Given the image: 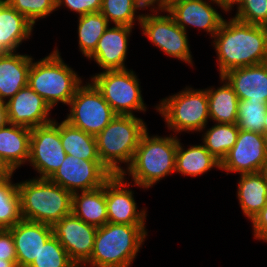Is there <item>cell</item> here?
I'll return each instance as SVG.
<instances>
[{
  "mask_svg": "<svg viewBox=\"0 0 267 267\" xmlns=\"http://www.w3.org/2000/svg\"><path fill=\"white\" fill-rule=\"evenodd\" d=\"M219 76L240 67L267 62V27L231 18L223 20L213 37Z\"/></svg>",
  "mask_w": 267,
  "mask_h": 267,
  "instance_id": "obj_1",
  "label": "cell"
},
{
  "mask_svg": "<svg viewBox=\"0 0 267 267\" xmlns=\"http://www.w3.org/2000/svg\"><path fill=\"white\" fill-rule=\"evenodd\" d=\"M146 237V225L108 222L98 227L91 257L83 267H130Z\"/></svg>",
  "mask_w": 267,
  "mask_h": 267,
  "instance_id": "obj_2",
  "label": "cell"
},
{
  "mask_svg": "<svg viewBox=\"0 0 267 267\" xmlns=\"http://www.w3.org/2000/svg\"><path fill=\"white\" fill-rule=\"evenodd\" d=\"M146 131L147 125L141 118L135 115H116L95 136L99 159L112 175H122V163H126V169L129 167Z\"/></svg>",
  "mask_w": 267,
  "mask_h": 267,
  "instance_id": "obj_3",
  "label": "cell"
},
{
  "mask_svg": "<svg viewBox=\"0 0 267 267\" xmlns=\"http://www.w3.org/2000/svg\"><path fill=\"white\" fill-rule=\"evenodd\" d=\"M177 136H150L146 131L139 142L133 160L122 176L132 177L134 184L151 188L154 184L175 172Z\"/></svg>",
  "mask_w": 267,
  "mask_h": 267,
  "instance_id": "obj_4",
  "label": "cell"
},
{
  "mask_svg": "<svg viewBox=\"0 0 267 267\" xmlns=\"http://www.w3.org/2000/svg\"><path fill=\"white\" fill-rule=\"evenodd\" d=\"M18 192L24 220L53 226L72 213V193L49 179L22 181Z\"/></svg>",
  "mask_w": 267,
  "mask_h": 267,
  "instance_id": "obj_5",
  "label": "cell"
},
{
  "mask_svg": "<svg viewBox=\"0 0 267 267\" xmlns=\"http://www.w3.org/2000/svg\"><path fill=\"white\" fill-rule=\"evenodd\" d=\"M48 56L33 62L28 74V86L53 109L59 102L68 105L83 84L80 76L67 65L55 47Z\"/></svg>",
  "mask_w": 267,
  "mask_h": 267,
  "instance_id": "obj_6",
  "label": "cell"
},
{
  "mask_svg": "<svg viewBox=\"0 0 267 267\" xmlns=\"http://www.w3.org/2000/svg\"><path fill=\"white\" fill-rule=\"evenodd\" d=\"M155 108L174 133L201 132L210 120L206 88L193 89L188 86L163 98Z\"/></svg>",
  "mask_w": 267,
  "mask_h": 267,
  "instance_id": "obj_7",
  "label": "cell"
},
{
  "mask_svg": "<svg viewBox=\"0 0 267 267\" xmlns=\"http://www.w3.org/2000/svg\"><path fill=\"white\" fill-rule=\"evenodd\" d=\"M90 80L117 115L146 111L140 82L132 69L103 71L93 75Z\"/></svg>",
  "mask_w": 267,
  "mask_h": 267,
  "instance_id": "obj_8",
  "label": "cell"
},
{
  "mask_svg": "<svg viewBox=\"0 0 267 267\" xmlns=\"http://www.w3.org/2000/svg\"><path fill=\"white\" fill-rule=\"evenodd\" d=\"M68 106L70 113L64 120L93 136L99 134L117 115L91 81L76 90Z\"/></svg>",
  "mask_w": 267,
  "mask_h": 267,
  "instance_id": "obj_9",
  "label": "cell"
},
{
  "mask_svg": "<svg viewBox=\"0 0 267 267\" xmlns=\"http://www.w3.org/2000/svg\"><path fill=\"white\" fill-rule=\"evenodd\" d=\"M142 33L169 57L177 58L193 66L187 32L166 12V15L143 14L140 22Z\"/></svg>",
  "mask_w": 267,
  "mask_h": 267,
  "instance_id": "obj_10",
  "label": "cell"
},
{
  "mask_svg": "<svg viewBox=\"0 0 267 267\" xmlns=\"http://www.w3.org/2000/svg\"><path fill=\"white\" fill-rule=\"evenodd\" d=\"M66 153L60 139V123L53 122L31 129L28 162L41 179H49L63 163Z\"/></svg>",
  "mask_w": 267,
  "mask_h": 267,
  "instance_id": "obj_11",
  "label": "cell"
},
{
  "mask_svg": "<svg viewBox=\"0 0 267 267\" xmlns=\"http://www.w3.org/2000/svg\"><path fill=\"white\" fill-rule=\"evenodd\" d=\"M112 176L100 160H83L67 154L49 180L73 194L99 188Z\"/></svg>",
  "mask_w": 267,
  "mask_h": 267,
  "instance_id": "obj_12",
  "label": "cell"
},
{
  "mask_svg": "<svg viewBox=\"0 0 267 267\" xmlns=\"http://www.w3.org/2000/svg\"><path fill=\"white\" fill-rule=\"evenodd\" d=\"M213 3L225 13L229 12L226 0H170L168 13L184 31L187 32L188 26H193L204 30L213 38L224 20L211 5Z\"/></svg>",
  "mask_w": 267,
  "mask_h": 267,
  "instance_id": "obj_13",
  "label": "cell"
},
{
  "mask_svg": "<svg viewBox=\"0 0 267 267\" xmlns=\"http://www.w3.org/2000/svg\"><path fill=\"white\" fill-rule=\"evenodd\" d=\"M97 229L98 227L85 223L73 213L52 226L53 235L77 267H83L89 261Z\"/></svg>",
  "mask_w": 267,
  "mask_h": 267,
  "instance_id": "obj_14",
  "label": "cell"
},
{
  "mask_svg": "<svg viewBox=\"0 0 267 267\" xmlns=\"http://www.w3.org/2000/svg\"><path fill=\"white\" fill-rule=\"evenodd\" d=\"M267 159L263 134L239 130L237 141L220 162V170L245 174L259 172Z\"/></svg>",
  "mask_w": 267,
  "mask_h": 267,
  "instance_id": "obj_15",
  "label": "cell"
},
{
  "mask_svg": "<svg viewBox=\"0 0 267 267\" xmlns=\"http://www.w3.org/2000/svg\"><path fill=\"white\" fill-rule=\"evenodd\" d=\"M127 178L113 175L106 182V205L108 222L114 224L145 225L147 211L138 210L134 199V191L127 186Z\"/></svg>",
  "mask_w": 267,
  "mask_h": 267,
  "instance_id": "obj_16",
  "label": "cell"
},
{
  "mask_svg": "<svg viewBox=\"0 0 267 267\" xmlns=\"http://www.w3.org/2000/svg\"><path fill=\"white\" fill-rule=\"evenodd\" d=\"M5 107L10 124L32 129L54 121L49 118L52 108L28 85L6 101Z\"/></svg>",
  "mask_w": 267,
  "mask_h": 267,
  "instance_id": "obj_17",
  "label": "cell"
},
{
  "mask_svg": "<svg viewBox=\"0 0 267 267\" xmlns=\"http://www.w3.org/2000/svg\"><path fill=\"white\" fill-rule=\"evenodd\" d=\"M132 28L134 27L126 25L108 26L99 39L96 49L87 58L94 59L104 71L127 69L125 59Z\"/></svg>",
  "mask_w": 267,
  "mask_h": 267,
  "instance_id": "obj_18",
  "label": "cell"
},
{
  "mask_svg": "<svg viewBox=\"0 0 267 267\" xmlns=\"http://www.w3.org/2000/svg\"><path fill=\"white\" fill-rule=\"evenodd\" d=\"M9 230L13 235L18 267H29L53 235L52 226L24 219Z\"/></svg>",
  "mask_w": 267,
  "mask_h": 267,
  "instance_id": "obj_19",
  "label": "cell"
},
{
  "mask_svg": "<svg viewBox=\"0 0 267 267\" xmlns=\"http://www.w3.org/2000/svg\"><path fill=\"white\" fill-rule=\"evenodd\" d=\"M239 100L249 99L267 104V62L232 69L221 76Z\"/></svg>",
  "mask_w": 267,
  "mask_h": 267,
  "instance_id": "obj_20",
  "label": "cell"
},
{
  "mask_svg": "<svg viewBox=\"0 0 267 267\" xmlns=\"http://www.w3.org/2000/svg\"><path fill=\"white\" fill-rule=\"evenodd\" d=\"M31 62L32 57L26 54L0 52V102L6 103L28 85Z\"/></svg>",
  "mask_w": 267,
  "mask_h": 267,
  "instance_id": "obj_21",
  "label": "cell"
},
{
  "mask_svg": "<svg viewBox=\"0 0 267 267\" xmlns=\"http://www.w3.org/2000/svg\"><path fill=\"white\" fill-rule=\"evenodd\" d=\"M34 25L5 0H0V52H16L30 39Z\"/></svg>",
  "mask_w": 267,
  "mask_h": 267,
  "instance_id": "obj_22",
  "label": "cell"
},
{
  "mask_svg": "<svg viewBox=\"0 0 267 267\" xmlns=\"http://www.w3.org/2000/svg\"><path fill=\"white\" fill-rule=\"evenodd\" d=\"M31 129L7 123L0 127V155L15 171L28 163Z\"/></svg>",
  "mask_w": 267,
  "mask_h": 267,
  "instance_id": "obj_23",
  "label": "cell"
},
{
  "mask_svg": "<svg viewBox=\"0 0 267 267\" xmlns=\"http://www.w3.org/2000/svg\"><path fill=\"white\" fill-rule=\"evenodd\" d=\"M72 213L85 223L96 227L108 223L106 183L93 190L73 193Z\"/></svg>",
  "mask_w": 267,
  "mask_h": 267,
  "instance_id": "obj_24",
  "label": "cell"
},
{
  "mask_svg": "<svg viewBox=\"0 0 267 267\" xmlns=\"http://www.w3.org/2000/svg\"><path fill=\"white\" fill-rule=\"evenodd\" d=\"M237 198L243 214L253 218L267 204V184L259 172L240 174Z\"/></svg>",
  "mask_w": 267,
  "mask_h": 267,
  "instance_id": "obj_25",
  "label": "cell"
},
{
  "mask_svg": "<svg viewBox=\"0 0 267 267\" xmlns=\"http://www.w3.org/2000/svg\"><path fill=\"white\" fill-rule=\"evenodd\" d=\"M180 139L176 152L175 172L183 176H200L212 168L220 169V161L216 159L204 145H191L183 148Z\"/></svg>",
  "mask_w": 267,
  "mask_h": 267,
  "instance_id": "obj_26",
  "label": "cell"
},
{
  "mask_svg": "<svg viewBox=\"0 0 267 267\" xmlns=\"http://www.w3.org/2000/svg\"><path fill=\"white\" fill-rule=\"evenodd\" d=\"M220 80L222 86L206 89L209 118L216 123L237 124L238 96L224 78Z\"/></svg>",
  "mask_w": 267,
  "mask_h": 267,
  "instance_id": "obj_27",
  "label": "cell"
},
{
  "mask_svg": "<svg viewBox=\"0 0 267 267\" xmlns=\"http://www.w3.org/2000/svg\"><path fill=\"white\" fill-rule=\"evenodd\" d=\"M60 139L66 154L83 160H100L95 136L65 120L60 122Z\"/></svg>",
  "mask_w": 267,
  "mask_h": 267,
  "instance_id": "obj_28",
  "label": "cell"
},
{
  "mask_svg": "<svg viewBox=\"0 0 267 267\" xmlns=\"http://www.w3.org/2000/svg\"><path fill=\"white\" fill-rule=\"evenodd\" d=\"M78 17L79 49L85 57H88L96 49L99 39L110 24L101 12Z\"/></svg>",
  "mask_w": 267,
  "mask_h": 267,
  "instance_id": "obj_29",
  "label": "cell"
},
{
  "mask_svg": "<svg viewBox=\"0 0 267 267\" xmlns=\"http://www.w3.org/2000/svg\"><path fill=\"white\" fill-rule=\"evenodd\" d=\"M239 134L237 124L215 123L202 136V144L220 162L234 146Z\"/></svg>",
  "mask_w": 267,
  "mask_h": 267,
  "instance_id": "obj_30",
  "label": "cell"
},
{
  "mask_svg": "<svg viewBox=\"0 0 267 267\" xmlns=\"http://www.w3.org/2000/svg\"><path fill=\"white\" fill-rule=\"evenodd\" d=\"M18 183L0 180V229H9L22 220Z\"/></svg>",
  "mask_w": 267,
  "mask_h": 267,
  "instance_id": "obj_31",
  "label": "cell"
},
{
  "mask_svg": "<svg viewBox=\"0 0 267 267\" xmlns=\"http://www.w3.org/2000/svg\"><path fill=\"white\" fill-rule=\"evenodd\" d=\"M137 10L133 0H102L100 12L108 23L134 27L133 23L137 20L139 25L143 15H137Z\"/></svg>",
  "mask_w": 267,
  "mask_h": 267,
  "instance_id": "obj_32",
  "label": "cell"
},
{
  "mask_svg": "<svg viewBox=\"0 0 267 267\" xmlns=\"http://www.w3.org/2000/svg\"><path fill=\"white\" fill-rule=\"evenodd\" d=\"M267 104L249 99L239 100L237 127L239 130L264 133V119Z\"/></svg>",
  "mask_w": 267,
  "mask_h": 267,
  "instance_id": "obj_33",
  "label": "cell"
},
{
  "mask_svg": "<svg viewBox=\"0 0 267 267\" xmlns=\"http://www.w3.org/2000/svg\"><path fill=\"white\" fill-rule=\"evenodd\" d=\"M29 267H77L59 240L52 235Z\"/></svg>",
  "mask_w": 267,
  "mask_h": 267,
  "instance_id": "obj_34",
  "label": "cell"
},
{
  "mask_svg": "<svg viewBox=\"0 0 267 267\" xmlns=\"http://www.w3.org/2000/svg\"><path fill=\"white\" fill-rule=\"evenodd\" d=\"M237 5L234 18L252 25L267 27V0H230L228 11Z\"/></svg>",
  "mask_w": 267,
  "mask_h": 267,
  "instance_id": "obj_35",
  "label": "cell"
},
{
  "mask_svg": "<svg viewBox=\"0 0 267 267\" xmlns=\"http://www.w3.org/2000/svg\"><path fill=\"white\" fill-rule=\"evenodd\" d=\"M20 14L24 15L33 25L56 11V0H5Z\"/></svg>",
  "mask_w": 267,
  "mask_h": 267,
  "instance_id": "obj_36",
  "label": "cell"
},
{
  "mask_svg": "<svg viewBox=\"0 0 267 267\" xmlns=\"http://www.w3.org/2000/svg\"><path fill=\"white\" fill-rule=\"evenodd\" d=\"M102 0H56V9L62 5L76 12L79 16L100 12Z\"/></svg>",
  "mask_w": 267,
  "mask_h": 267,
  "instance_id": "obj_37",
  "label": "cell"
},
{
  "mask_svg": "<svg viewBox=\"0 0 267 267\" xmlns=\"http://www.w3.org/2000/svg\"><path fill=\"white\" fill-rule=\"evenodd\" d=\"M0 259L17 260L13 235L9 229H0Z\"/></svg>",
  "mask_w": 267,
  "mask_h": 267,
  "instance_id": "obj_38",
  "label": "cell"
},
{
  "mask_svg": "<svg viewBox=\"0 0 267 267\" xmlns=\"http://www.w3.org/2000/svg\"><path fill=\"white\" fill-rule=\"evenodd\" d=\"M255 239L267 242V204L251 221Z\"/></svg>",
  "mask_w": 267,
  "mask_h": 267,
  "instance_id": "obj_39",
  "label": "cell"
},
{
  "mask_svg": "<svg viewBox=\"0 0 267 267\" xmlns=\"http://www.w3.org/2000/svg\"><path fill=\"white\" fill-rule=\"evenodd\" d=\"M169 2L170 0H133V3L138 10H145L151 7L149 11H151L152 14H161L160 12H168Z\"/></svg>",
  "mask_w": 267,
  "mask_h": 267,
  "instance_id": "obj_40",
  "label": "cell"
},
{
  "mask_svg": "<svg viewBox=\"0 0 267 267\" xmlns=\"http://www.w3.org/2000/svg\"><path fill=\"white\" fill-rule=\"evenodd\" d=\"M14 170L5 161V159L0 155V180L12 178Z\"/></svg>",
  "mask_w": 267,
  "mask_h": 267,
  "instance_id": "obj_41",
  "label": "cell"
},
{
  "mask_svg": "<svg viewBox=\"0 0 267 267\" xmlns=\"http://www.w3.org/2000/svg\"><path fill=\"white\" fill-rule=\"evenodd\" d=\"M8 123L7 112L5 103L0 102V127L5 126Z\"/></svg>",
  "mask_w": 267,
  "mask_h": 267,
  "instance_id": "obj_42",
  "label": "cell"
},
{
  "mask_svg": "<svg viewBox=\"0 0 267 267\" xmlns=\"http://www.w3.org/2000/svg\"><path fill=\"white\" fill-rule=\"evenodd\" d=\"M0 267H18L17 260L0 259Z\"/></svg>",
  "mask_w": 267,
  "mask_h": 267,
  "instance_id": "obj_43",
  "label": "cell"
},
{
  "mask_svg": "<svg viewBox=\"0 0 267 267\" xmlns=\"http://www.w3.org/2000/svg\"><path fill=\"white\" fill-rule=\"evenodd\" d=\"M259 173L261 174V176L263 177V179L265 180L267 184V159L264 162V164L261 166Z\"/></svg>",
  "mask_w": 267,
  "mask_h": 267,
  "instance_id": "obj_44",
  "label": "cell"
},
{
  "mask_svg": "<svg viewBox=\"0 0 267 267\" xmlns=\"http://www.w3.org/2000/svg\"><path fill=\"white\" fill-rule=\"evenodd\" d=\"M264 133H267V110H266L265 119H264Z\"/></svg>",
  "mask_w": 267,
  "mask_h": 267,
  "instance_id": "obj_45",
  "label": "cell"
},
{
  "mask_svg": "<svg viewBox=\"0 0 267 267\" xmlns=\"http://www.w3.org/2000/svg\"><path fill=\"white\" fill-rule=\"evenodd\" d=\"M264 138H265V148H266V152H267V133H263Z\"/></svg>",
  "mask_w": 267,
  "mask_h": 267,
  "instance_id": "obj_46",
  "label": "cell"
}]
</instances>
